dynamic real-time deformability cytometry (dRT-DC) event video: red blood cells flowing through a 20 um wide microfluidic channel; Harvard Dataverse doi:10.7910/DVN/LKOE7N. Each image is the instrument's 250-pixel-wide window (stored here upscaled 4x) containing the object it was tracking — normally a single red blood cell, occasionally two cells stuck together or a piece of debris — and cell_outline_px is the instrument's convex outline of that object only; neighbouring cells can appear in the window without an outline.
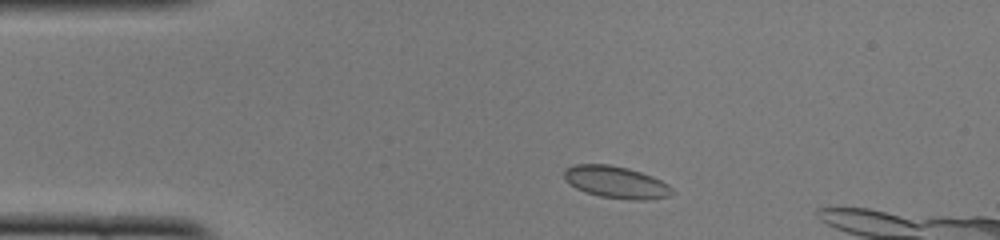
{"species": "common noctule bat (a hibernating species)", "species_latin": "Nyctalus noctula", "temperature_condition": "cold", "stored_images_in_passage": 40, "camera_frame_rate_fps": 3000, "um_per_image_px": 0.085, "animal": {"sex": "female", "body_mass_g": 22.0, "forearm_length_mm": 56.7}, "frame": {"image": 1, "passage_image": 4, "time_ms": 1.0, "image_size_px": [1000, 240], "cell_outline_px": [[676, 192], [668, 196], [644, 200], [628, 200], [600, 196], [584, 192], [576, 188], [564, 180], [564, 168], [576, 164], [608, 164], [628, 168], [652, 176], [668, 184]], "centroid_in_image_um": [52.35, 15.49], "position_along_channel_um": 32.7, "area_um2": 20.29}}
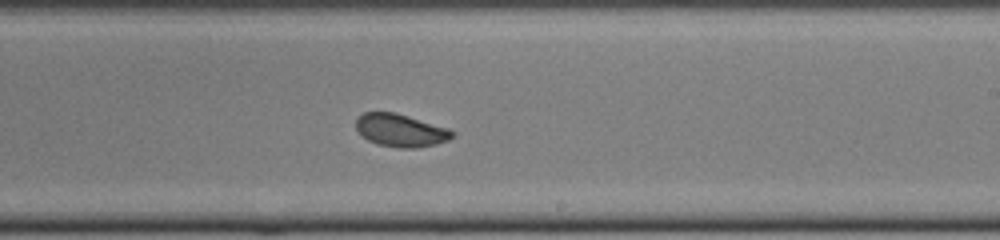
{"frame": {"image": 2, "passage_image": 24, "time_ms": 7.667, "image_size_px": [1000, 240], "cell_outline_px": [[456, 132], [448, 140], [436, 144], [416, 148], [400, 148], [376, 144], [368, 140], [356, 128], [356, 116], [364, 112], [396, 112], [448, 128]], "centroid_in_image_um": [34.05, 11.07], "position_along_channel_um": 255.0, "area_um2": 18.44}}
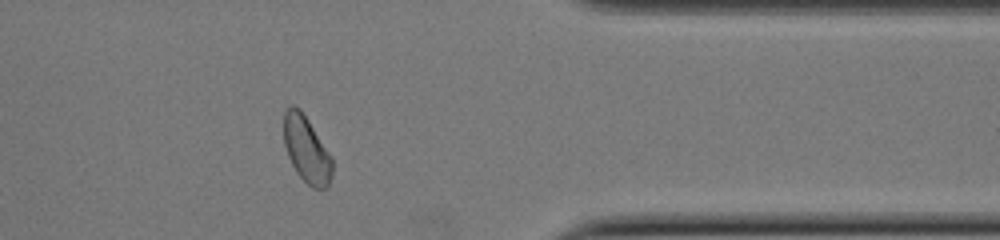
{"frame": {"image": 3, "passage_image": 35, "time_ms": 11.333, "image_size_px": [1000, 240], "cell_outline_px": [[332, 176], [328, 184], [324, 188], [312, 188], [296, 172], [288, 156], [284, 144], [284, 112], [292, 104], [300, 108], [332, 156]], "centroid_in_image_um": [26.05, 12.69], "position_along_channel_um": 385.3, "area_um2": 18.61}, "authors_computed_cell_mechanics": {"area_um2": 18.9295, "velocity_mm_per_s": 3.9652, "shape_relaxation_time_tau1_ms": 4.5895, "shape_relaxation_time_tau2_ms": 0.7284, "deformation_change_tau1": 0.0965, "deformation_change_tau2": 0.044}}